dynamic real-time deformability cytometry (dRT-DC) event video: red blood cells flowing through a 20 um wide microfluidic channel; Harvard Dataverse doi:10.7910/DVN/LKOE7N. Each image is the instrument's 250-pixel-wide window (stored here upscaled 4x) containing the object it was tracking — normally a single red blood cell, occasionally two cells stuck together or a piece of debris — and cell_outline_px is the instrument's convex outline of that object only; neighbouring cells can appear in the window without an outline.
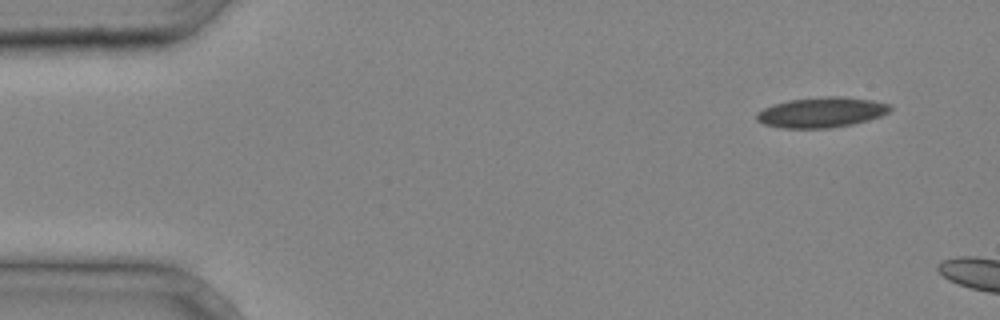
{"species": "common noctule bat (a hibernating species)", "species_latin": "Nyctalus noctula", "temperature_condition": "cold", "stored_images_in_passage": 3, "camera_frame_rate_fps": 3000, "um_per_image_px": 0.085, "animal": {"sex": "male", "body_mass_g": 20.4}, "frame": {"image": 1, "passage_image": 1, "time_ms": 0.0, "image_size_px": [1000, 320], "cell_outline_px": [[892, 108], [888, 112], [880, 116], [868, 120], [852, 124], [828, 128], [780, 128], [764, 124], [756, 120], [756, 112], [772, 104], [788, 100], [828, 96], [840, 96], [872, 100], [888, 104]], "centroid_in_image_um": [69.78, 9.55], "position_along_channel_um": 15.2, "area_um2": 23.52}}